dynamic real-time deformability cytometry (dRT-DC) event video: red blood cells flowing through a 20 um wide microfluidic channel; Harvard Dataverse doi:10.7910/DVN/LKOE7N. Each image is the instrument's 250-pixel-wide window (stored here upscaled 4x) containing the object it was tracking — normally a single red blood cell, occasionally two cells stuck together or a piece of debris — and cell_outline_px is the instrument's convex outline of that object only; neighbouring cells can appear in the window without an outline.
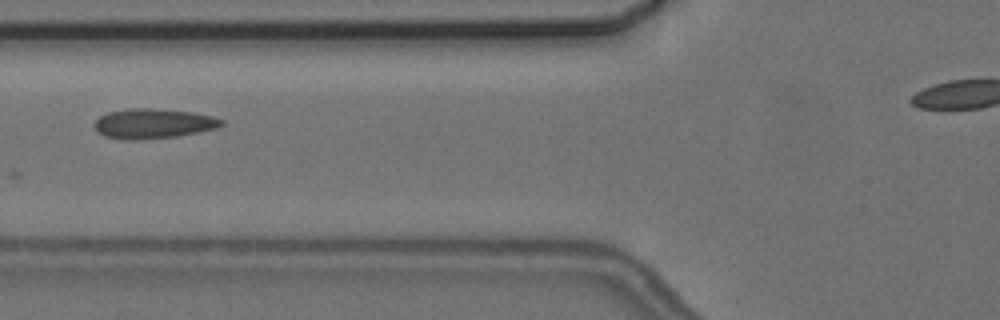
{"species": "common noctule bat (a hibernating species)", "species_latin": "Nyctalus noctula", "temperature_condition": "cold", "stored_images_in_passage": 3, "camera_frame_rate_fps": 3000, "um_per_image_px": 0.085, "animal": {"sex": "female", "body_mass_g": 24.6, "forearm_length_mm": 56.2}, "frame": {"image": 1, "passage_image": 3, "time_ms": 3.333, "image_size_px": [1000, 320], "cell_outline_px": [[224, 124], [216, 128], [200, 132], [180, 136], [132, 140], [120, 140], [104, 136], [96, 132], [96, 120], [100, 116], [108, 112], [128, 108], [152, 108], [192, 112], [212, 116], [224, 120]], "centroid_in_image_um": [13.03, 10.51], "position_along_channel_um": 112.8, "area_um2": 22.25}}